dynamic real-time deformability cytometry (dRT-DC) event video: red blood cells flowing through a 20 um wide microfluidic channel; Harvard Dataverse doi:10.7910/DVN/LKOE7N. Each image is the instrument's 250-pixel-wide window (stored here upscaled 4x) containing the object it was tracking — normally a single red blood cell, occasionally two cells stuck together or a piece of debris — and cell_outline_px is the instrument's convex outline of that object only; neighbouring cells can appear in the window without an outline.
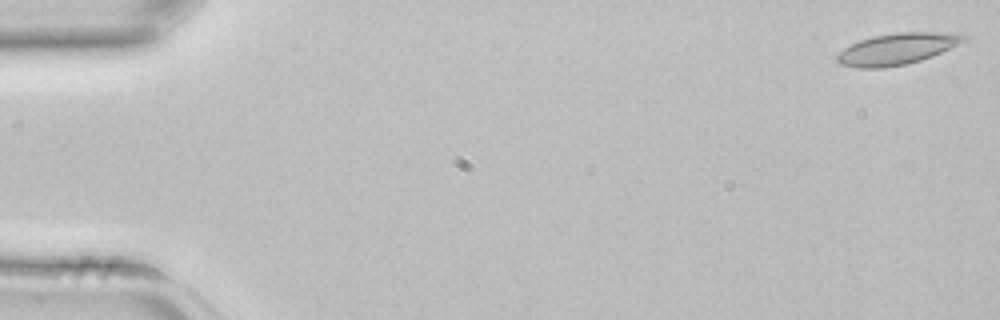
{"species": "common noctule bat (a hibernating species)", "species_latin": "Nyctalus noctula", "temperature_condition": "room temperature", "stored_images_in_passage": 3, "camera_frame_rate_fps": 3000, "um_per_image_px": 0.085, "animal": {"sex": "female", "body_mass_g": 22.7, "forearm_length_mm": 54.2}, "frame": {"image": 1, "passage_image": 1, "time_ms": 0.0, "image_size_px": [1000, 320], "cell_outline_px": [[968, 40], [960, 44], [932, 56], [920, 60], [904, 64], [884, 68], [856, 68], [840, 64], [836, 60], [836, 56], [844, 48], [860, 40], [876, 36], [896, 32], [960, 32], [968, 36]], "centroid_in_image_um": [76.31, 4.14], "position_along_channel_um": 8.7, "area_um2": 23.29}}
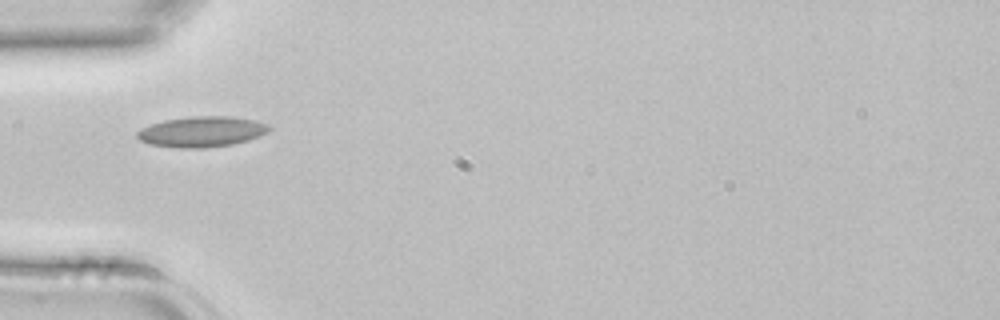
{"frame": {"image": 2, "passage_image": 3, "time_ms": 0.667, "image_size_px": [1000, 320], "cell_outline_px": [[272, 128], [268, 132], [260, 136], [248, 140], [232, 144], [204, 148], [180, 148], [148, 144], [140, 140], [136, 136], [136, 132], [140, 128], [164, 120], [192, 116], [232, 116], [256, 120], [268, 124]], "centroid_in_image_um": [17.16, 11.19], "position_along_channel_um": 67.8, "area_um2": 23.7}}